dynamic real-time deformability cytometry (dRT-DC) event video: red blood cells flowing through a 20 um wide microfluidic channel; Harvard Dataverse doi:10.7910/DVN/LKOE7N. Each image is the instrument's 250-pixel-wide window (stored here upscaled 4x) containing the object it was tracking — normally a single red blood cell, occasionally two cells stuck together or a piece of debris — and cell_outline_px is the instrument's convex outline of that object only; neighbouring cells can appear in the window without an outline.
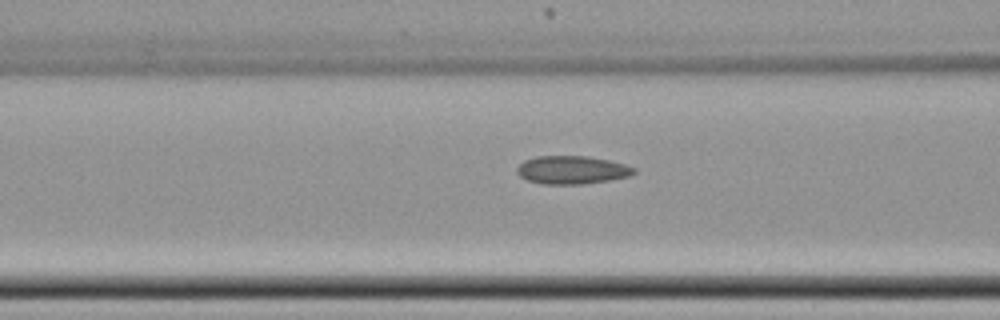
{"species": "common noctule bat (a hibernating species)", "species_latin": "Nyctalus noctula", "temperature_condition": "cold", "stored_images_in_passage": 18, "camera_frame_rate_fps": 3000, "um_per_image_px": 0.085, "animal": {"sex": "female", "body_mass_g": 22.7, "forearm_length_mm": 54.2}, "frame": {"image": 1, "passage_image": 16, "time_ms": 5.0, "image_size_px": [1000, 320], "cell_outline_px": [[636, 172], [632, 176], [584, 184], [544, 184], [528, 180], [520, 176], [516, 172], [516, 168], [524, 160], [536, 156], [588, 156], [608, 160], [624, 164], [636, 168]], "centroid_in_image_um": [48.63, 14.44], "position_along_channel_um": 118.0, "area_um2": 19.25}}